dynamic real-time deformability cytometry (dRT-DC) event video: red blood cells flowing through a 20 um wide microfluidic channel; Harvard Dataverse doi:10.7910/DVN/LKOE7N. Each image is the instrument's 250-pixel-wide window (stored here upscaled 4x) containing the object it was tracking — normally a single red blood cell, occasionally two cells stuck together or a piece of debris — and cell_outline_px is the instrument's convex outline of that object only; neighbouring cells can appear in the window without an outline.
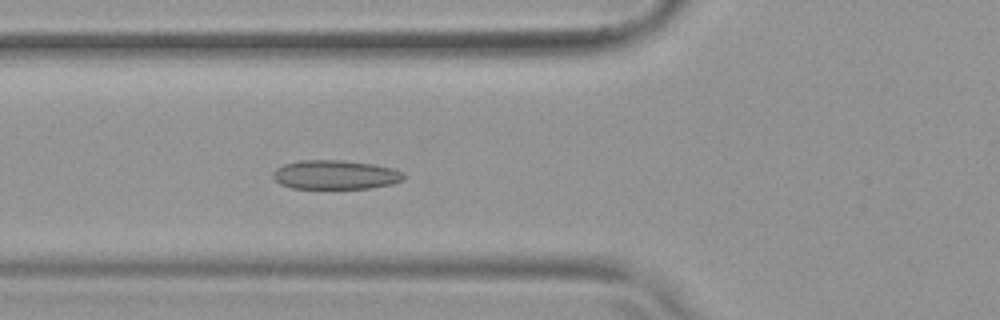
{"species": "common noctule bat (a hibernating species)", "species_latin": "Nyctalus noctula", "temperature_condition": "warm", "stored_images_in_passage": 43, "camera_frame_rate_fps": 3000, "um_per_image_px": 0.085, "animal": {"sex": "female", "body_mass_g": 19.9}, "frame": {"image": 1, "passage_image": 10, "time_ms": 3.0, "image_size_px": [1000, 320], "cell_outline_px": [[408, 176], [404, 180], [392, 184], [372, 188], [292, 188], [280, 184], [272, 176], [272, 172], [276, 168], [284, 164], [300, 160], [344, 160], [372, 164], [392, 168], [404, 172]], "centroid_in_image_um": [28.54, 14.85], "position_along_channel_um": 97.3, "area_um2": 22.37}}
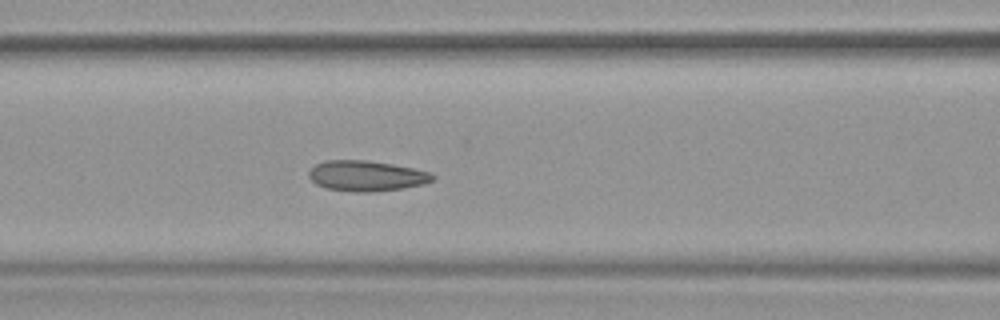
{"frame": {"image": 2, "passage_image": 13, "time_ms": 4.0, "image_size_px": [1000, 320], "cell_outline_px": [[436, 176], [432, 180], [424, 184], [404, 188], [372, 192], [356, 192], [328, 188], [316, 184], [308, 176], [308, 172], [316, 164], [324, 160], [368, 160], [392, 164], [432, 172]], "centroid_in_image_um": [31.17, 14.94], "position_along_channel_um": 135.4, "area_um2": 22.02}}
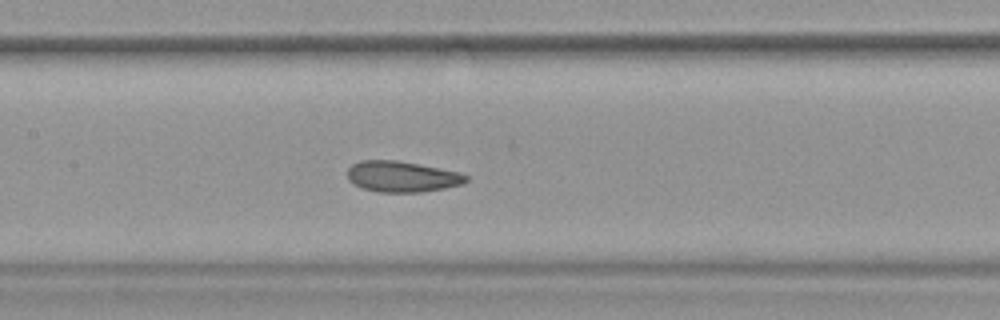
{"frame": {"image": 3, "passage_image": 16, "time_ms": 5.0, "image_size_px": [1000, 320], "cell_outline_px": [[468, 180], [464, 184], [444, 188], [420, 192], [380, 192], [364, 188], [352, 184], [348, 180], [348, 168], [352, 164], [360, 160], [396, 160], [460, 172], [468, 176]], "centroid_in_image_um": [34.16, 15.01], "position_along_channel_um": 173.2, "area_um2": 21.33}, "authors_computed_cell_mechanics": {"area_um2": 22.0218, "velocity_mm_per_s": 3.7873, "shape_relaxation_time_tau1_ms": 2.5979, "shape_relaxation_time_tau2_ms": 2.4662, "deformation_change_tau1": 0.0822, "deformation_change_tau2": 0.0702}}